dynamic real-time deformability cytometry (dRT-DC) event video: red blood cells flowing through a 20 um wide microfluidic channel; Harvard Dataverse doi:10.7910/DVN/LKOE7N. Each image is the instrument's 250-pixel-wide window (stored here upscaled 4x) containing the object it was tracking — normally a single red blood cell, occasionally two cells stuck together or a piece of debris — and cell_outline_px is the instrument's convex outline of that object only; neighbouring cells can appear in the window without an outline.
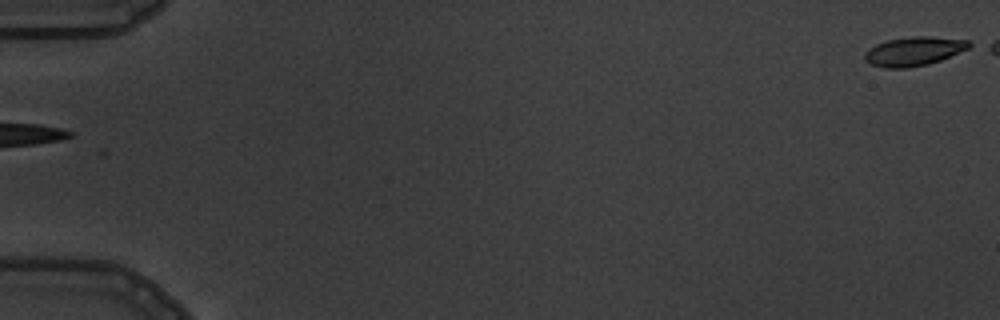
{"species": "common noctule bat (a hibernating species)", "species_latin": "Nyctalus noctula", "temperature_condition": "warm", "stored_images_in_passage": 6, "segment_of_instrument_passage": [2, 2], "camera_frame_rate_fps": 3000, "um_per_image_px": 0.085, "animal": {"sex": "male", "body_mass_g": 19.5, "forearm_length_mm": 54.6}, "frame": {"image": 1, "passage_image": 6, "time_ms": 5.667, "image_size_px": [1000, 320], "cell_outline_px": [[976, 44], [968, 48], [940, 60], [928, 64], [908, 68], [884, 68], [872, 64], [864, 60], [864, 52], [876, 44], [888, 40], [912, 36], [928, 36], [968, 40]], "centroid_in_image_um": [77.68, 4.35], "position_along_channel_um": 7.3, "area_um2": 17.63}}